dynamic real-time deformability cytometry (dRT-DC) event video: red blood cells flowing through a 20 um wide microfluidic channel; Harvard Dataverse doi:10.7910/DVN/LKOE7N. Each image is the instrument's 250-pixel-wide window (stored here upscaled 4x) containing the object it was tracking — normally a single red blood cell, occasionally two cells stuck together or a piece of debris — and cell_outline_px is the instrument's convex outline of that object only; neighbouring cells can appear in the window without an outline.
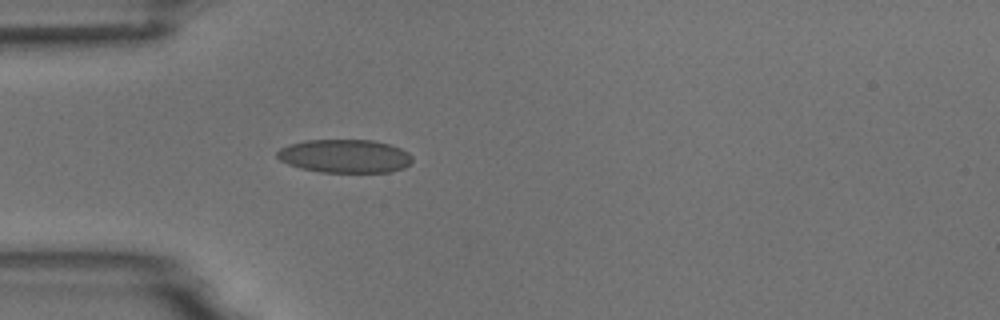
{"species": "common noctule bat (a hibernating species)", "species_latin": "Nyctalus noctula", "temperature_condition": "room temperature", "stored_images_in_passage": 5, "camera_frame_rate_fps": 3000, "um_per_image_px": 0.085, "animal": {"sex": "male", "body_mass_g": 18.8}, "frame": {"image": 1, "passage_image": 5, "time_ms": 4.667, "image_size_px": [1000, 320], "cell_outline_px": [[412, 160], [404, 168], [392, 172], [320, 172], [300, 168], [288, 164], [280, 160], [276, 156], [276, 152], [280, 148], [288, 144], [304, 140], [372, 140], [388, 144], [400, 148], [408, 152], [412, 156]], "centroid_in_image_um": [29.29, 13.27], "position_along_channel_um": 55.7, "area_um2": 26.41}}